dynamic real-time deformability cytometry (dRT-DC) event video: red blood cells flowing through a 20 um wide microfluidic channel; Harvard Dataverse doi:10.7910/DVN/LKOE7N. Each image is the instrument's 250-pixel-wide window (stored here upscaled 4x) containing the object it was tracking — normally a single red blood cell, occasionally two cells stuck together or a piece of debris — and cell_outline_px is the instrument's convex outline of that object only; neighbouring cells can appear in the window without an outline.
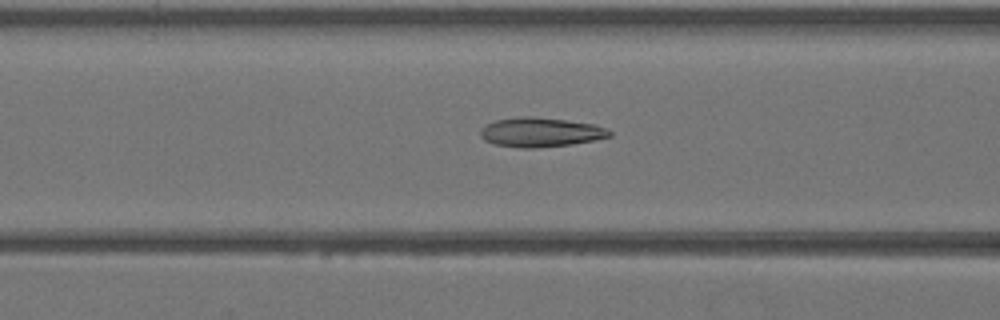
{"species": "Egyptian fruit bat (a non-hibernating species)", "species_latin": "Rousettus aegyptiacus", "temperature_condition": "warm", "stored_images_in_passage": 43, "camera_frame_rate_fps": 3000, "um_per_image_px": 0.085, "animal": {"sex": "female"}, "frame": {"image": 1, "passage_image": 18, "time_ms": 5.667, "image_size_px": [1000, 320], "cell_outline_px": [[612, 136], [572, 144], [532, 148], [520, 148], [496, 144], [484, 140], [480, 136], [480, 128], [496, 120], [520, 116], [532, 116], [596, 124], [612, 132]], "centroid_in_image_um": [45.93, 11.23], "position_along_channel_um": 120.7, "area_um2": 21.96}}
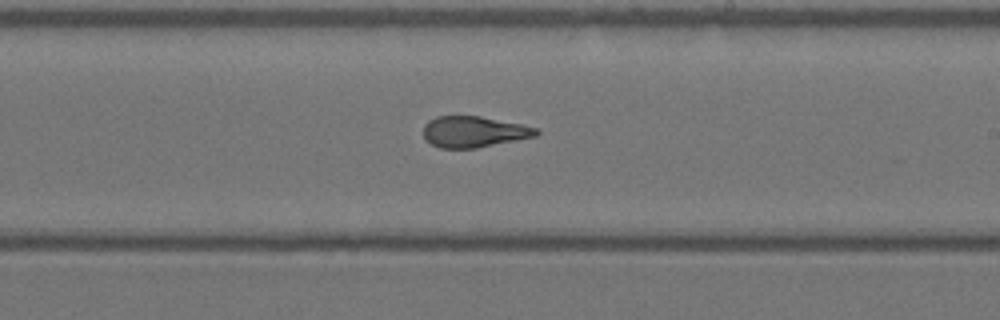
{"frame": {"image": 2, "passage_image": 26, "time_ms": 8.333, "image_size_px": [1000, 320], "cell_outline_px": [[540, 132], [536, 136], [476, 148], [440, 148], [432, 144], [424, 136], [424, 124], [428, 120], [436, 116], [480, 116], [524, 124], [536, 128]], "centroid_in_image_um": [40.29, 11.19], "position_along_channel_um": 248.7, "area_um2": 20.4}}
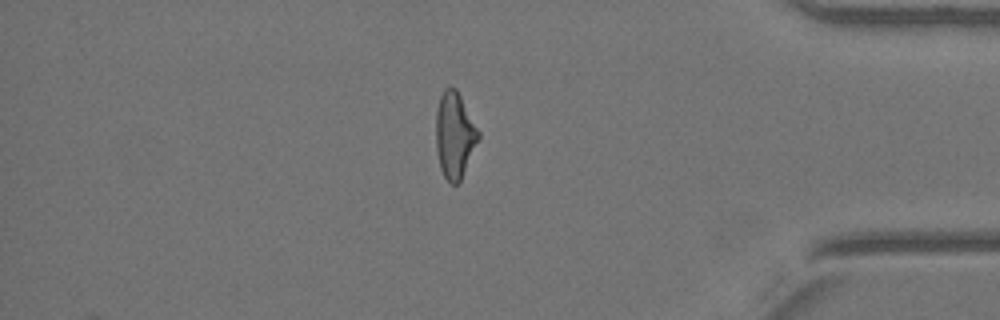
{"frame": {"image": 3, "passage_image": 37, "time_ms": 12.0, "image_size_px": [1000, 320], "cell_outline_px": [[480, 136], [460, 180], [456, 184], [452, 184], [444, 176], [440, 168], [436, 148], [436, 112], [440, 96], [444, 88], [456, 88], [480, 132]], "centroid_in_image_um": [38.63, 11.47], "position_along_channel_um": 396.6, "area_um2": 20.98}}